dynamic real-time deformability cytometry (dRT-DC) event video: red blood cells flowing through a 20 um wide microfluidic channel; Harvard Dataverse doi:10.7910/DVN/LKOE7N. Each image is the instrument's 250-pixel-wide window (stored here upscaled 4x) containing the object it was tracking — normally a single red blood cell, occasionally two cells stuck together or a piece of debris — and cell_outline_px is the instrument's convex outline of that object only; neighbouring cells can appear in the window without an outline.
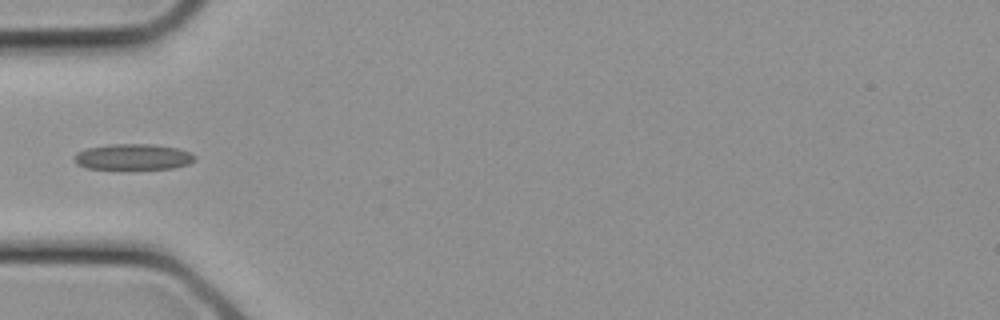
{"species": "common noctule bat (a hibernating species)", "species_latin": "Nyctalus noctula", "temperature_condition": "cold", "stored_images_in_passage": 7, "camera_frame_rate_fps": 3000, "um_per_image_px": 0.085, "animal": {"sex": "female", "body_mass_g": 21.9}, "frame": {"image": 1, "passage_image": 6, "time_ms": 1.667, "image_size_px": [1000, 320], "cell_outline_px": [[196, 160], [188, 164], [172, 168], [88, 168], [76, 164], [76, 152], [88, 148], [112, 144], [152, 144], [176, 148], [188, 152], [196, 156]], "centroid_in_image_um": [11.34, 13.32], "position_along_channel_um": 73.7, "area_um2": 17.74}}